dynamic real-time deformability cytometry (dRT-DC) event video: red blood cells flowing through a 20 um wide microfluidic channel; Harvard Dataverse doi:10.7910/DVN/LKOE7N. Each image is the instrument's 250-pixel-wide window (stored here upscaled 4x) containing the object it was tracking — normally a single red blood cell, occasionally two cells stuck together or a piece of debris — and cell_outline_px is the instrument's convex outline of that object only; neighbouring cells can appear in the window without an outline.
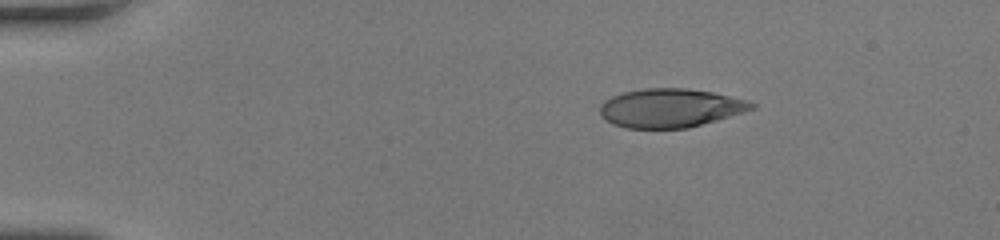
{"species": "human", "species_latin": "Homo sapiens", "temperature_condition": "room temperature", "stored_images_in_passage": 44, "camera_frame_rate_fps": 3000, "um_per_image_px": 0.085, "donor": {"sex": "female"}, "frame": {"image": 1, "passage_image": 1, "time_ms": 0.0, "image_size_px": [1000, 240], "cell_outline_px": [[756, 108], [716, 120], [688, 128], [624, 128], [612, 124], [604, 120], [600, 116], [600, 104], [604, 100], [612, 96], [624, 92], [644, 88], [688, 88], [712, 92], [748, 100], [756, 104]], "centroid_in_image_um": [56.94, 9.18], "position_along_channel_um": 28.1, "area_um2": 34.39}}
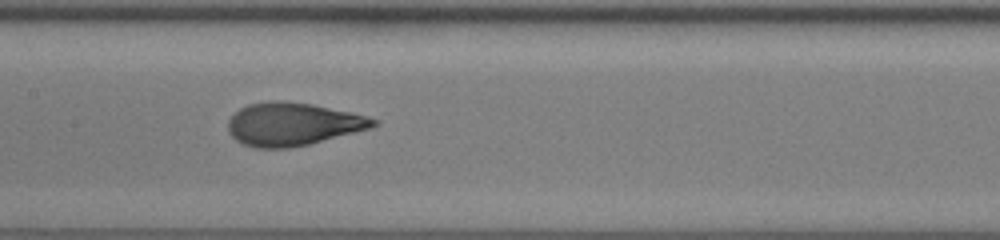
{"frame": {"image": 2, "passage_image": 19, "time_ms": 6.0, "image_size_px": [1000, 240], "cell_outline_px": [[380, 124], [372, 128], [308, 144], [288, 148], [256, 148], [244, 144], [236, 140], [228, 132], [228, 120], [240, 108], [248, 104], [272, 100], [280, 100], [312, 104], [352, 112], [368, 116], [380, 120]], "centroid_in_image_um": [24.92, 10.54], "position_along_channel_um": 182.5, "area_um2": 36.53}}
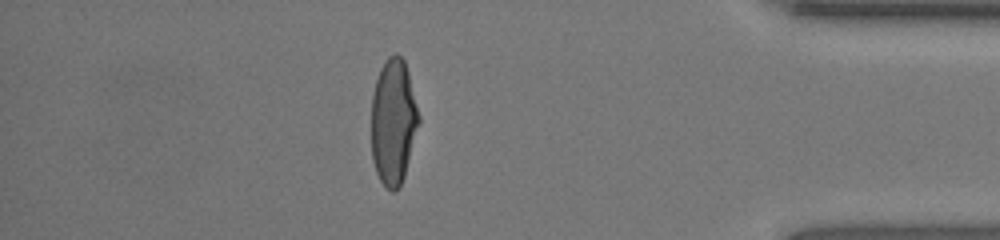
{"frame": {"image": 3, "passage_image": 38, "time_ms": 12.333, "image_size_px": [1000, 240], "cell_outline_px": [[420, 120], [404, 176], [396, 192], [392, 192], [384, 188], [376, 172], [372, 160], [372, 96], [376, 80], [380, 68], [388, 56], [396, 52], [404, 60], [408, 72], [420, 116]], "centroid_in_image_um": [33.43, 10.36], "position_along_channel_um": 401.8, "area_um2": 34.8}, "authors_computed_cell_mechanics": {"area_um2": 35.547, "velocity_mm_per_s": 3.9881, "shape_relaxation_time_tau1_ms": 4.9203, "shape_relaxation_time_tau2_ms": null, "deformation_change_tau1": 0.249, "deformation_change_tau2": null}}